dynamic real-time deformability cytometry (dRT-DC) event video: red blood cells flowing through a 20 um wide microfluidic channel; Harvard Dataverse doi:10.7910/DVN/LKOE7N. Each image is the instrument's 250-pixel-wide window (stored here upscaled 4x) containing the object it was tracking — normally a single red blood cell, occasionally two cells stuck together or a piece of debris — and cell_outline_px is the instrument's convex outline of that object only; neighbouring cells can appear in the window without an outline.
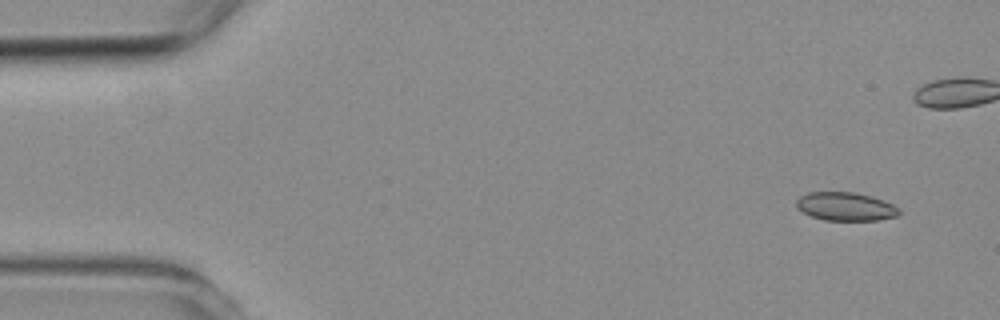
{"species": "common noctule bat (a hibernating species)", "species_latin": "Nyctalus noctula", "temperature_condition": "room temperature", "stored_images_in_passage": 6, "camera_frame_rate_fps": 3000, "um_per_image_px": 0.085, "animal": {"sex": "female", "body_mass_g": 19.3, "forearm_length_mm": 54.1}, "frame": {"image": 1, "passage_image": 1, "time_ms": 0.0, "image_size_px": [1000, 320], "cell_outline_px": [[900, 212], [896, 216], [880, 220], [824, 220], [812, 216], [796, 208], [796, 200], [800, 196], [808, 192], [856, 192], [872, 196], [884, 200], [900, 208]], "centroid_in_image_um": [71.88, 17.54], "position_along_channel_um": 13.1, "area_um2": 17.11}}
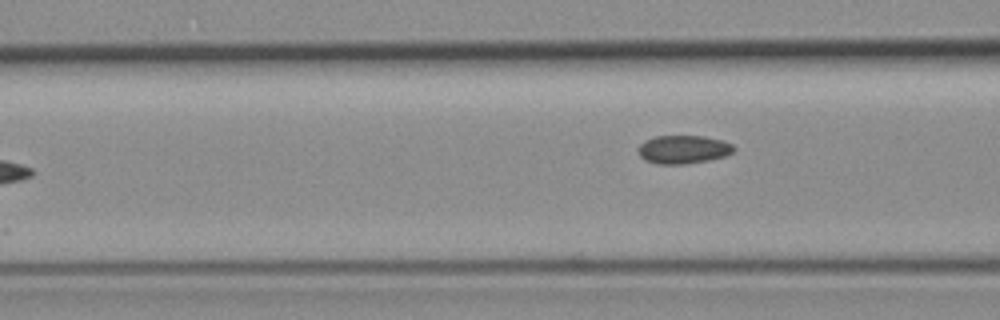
{"frame": {"image": 2, "passage_image": 6, "time_ms": 6.667, "image_size_px": [1000, 320], "cell_outline_px": [[736, 148], [732, 152], [724, 156], [708, 160], [688, 164], [656, 164], [644, 160], [640, 156], [640, 144], [644, 140], [656, 136], [704, 136], [724, 140], [732, 144]], "centroid_in_image_um": [58.09, 12.7], "position_along_channel_um": 108.5, "area_um2": 15.84}}